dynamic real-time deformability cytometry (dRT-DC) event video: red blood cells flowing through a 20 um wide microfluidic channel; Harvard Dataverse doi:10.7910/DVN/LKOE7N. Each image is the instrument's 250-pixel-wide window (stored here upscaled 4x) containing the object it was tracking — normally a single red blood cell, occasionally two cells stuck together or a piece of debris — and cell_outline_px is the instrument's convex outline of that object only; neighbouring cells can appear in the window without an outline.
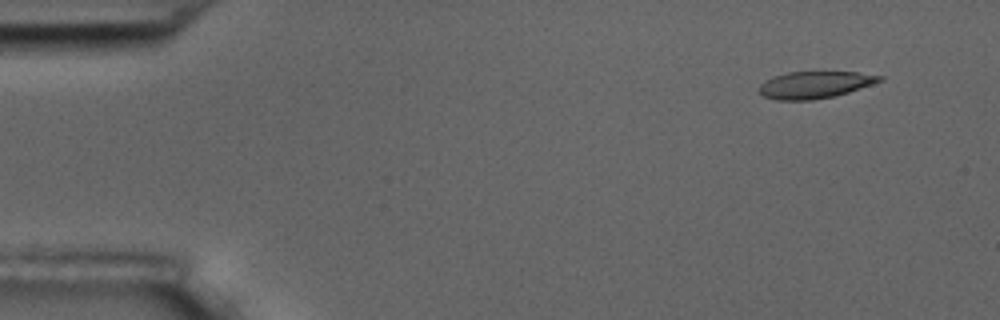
{"species": "common noctule bat (a hibernating species)", "species_latin": "Nyctalus noctula", "temperature_condition": "room temperature", "stored_images_in_passage": 5, "segment_of_instrument_passage": [2, 2], "camera_frame_rate_fps": 3000, "um_per_image_px": 0.085, "animal": {"sex": "male", "body_mass_g": 17.5, "forearm_length_mm": 52.3}, "frame": {"image": 1, "passage_image": 5, "time_ms": 5.667, "image_size_px": [1000, 320], "cell_outline_px": [[884, 80], [836, 96], [812, 100], [776, 100], [764, 96], [760, 92], [760, 84], [764, 80], [772, 76], [788, 72], [856, 72], [884, 76]], "centroid_in_image_um": [69.25, 7.2], "position_along_channel_um": 15.7, "area_um2": 18.96}}